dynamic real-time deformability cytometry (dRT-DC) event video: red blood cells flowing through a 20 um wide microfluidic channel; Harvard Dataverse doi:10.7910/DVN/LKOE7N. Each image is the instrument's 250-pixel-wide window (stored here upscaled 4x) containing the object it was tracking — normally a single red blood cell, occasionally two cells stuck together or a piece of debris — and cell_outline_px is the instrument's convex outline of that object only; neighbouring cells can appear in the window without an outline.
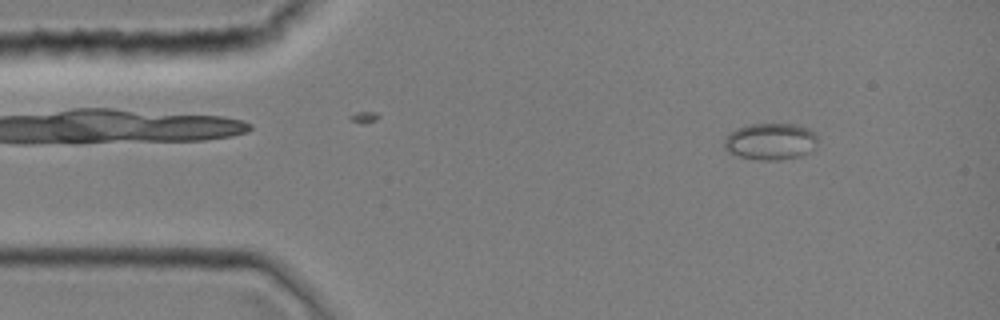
{"species": "common noctule bat (a hibernating species)", "species_latin": "Nyctalus noctula", "temperature_condition": "room temperature", "stored_images_in_passage": 44, "camera_frame_rate_fps": 3000, "um_per_image_px": 0.085, "animal": {"sex": "female", "body_mass_g": 19.0, "forearm_length_mm": 51.5}, "frame": {"image": 1, "passage_image": 5, "time_ms": 1.333, "image_size_px": [1000, 320], "cell_outline_px": [[816, 144], [808, 152], [800, 156], [780, 160], [756, 160], [736, 156], [728, 152], [724, 148], [724, 140], [736, 128], [748, 124], [796, 124], [808, 128], [816, 136]], "centroid_in_image_um": [65.45, 12.03], "position_along_channel_um": 19.5, "area_um2": 20.0}}
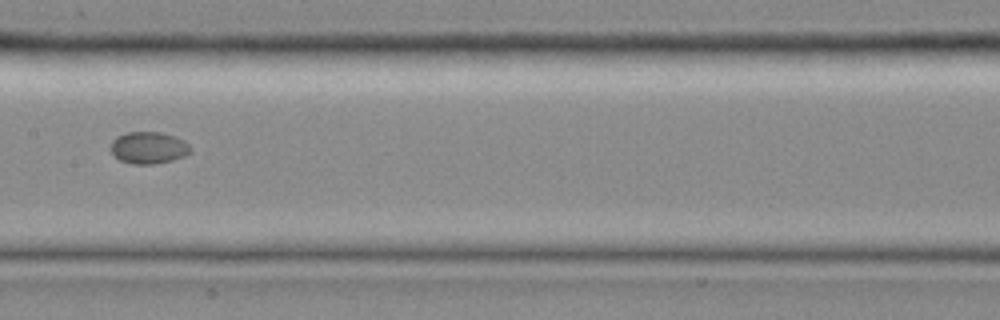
{"frame": {"image": 2, "passage_image": 22, "time_ms": 7.0, "image_size_px": [1000, 320], "cell_outline_px": [[192, 152], [184, 156], [172, 160], [152, 164], [132, 164], [120, 160], [108, 148], [112, 140], [116, 136], [128, 132], [160, 132], [176, 136], [184, 140], [192, 148]], "centroid_in_image_um": [12.63, 12.55], "position_along_channel_um": 194.8, "area_um2": 15.03}}
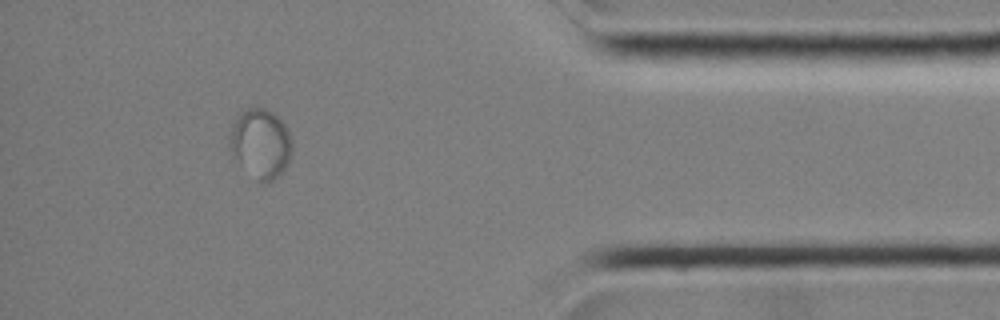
{"frame": {"image": 3, "passage_image": 39, "time_ms": 12.667, "image_size_px": [1000, 320], "cell_outline_px": [[292, 156], [288, 164], [280, 176], [268, 184], [260, 184], [232, 156], [228, 148], [228, 140], [232, 124], [236, 116], [240, 112], [248, 108], [264, 108], [272, 112], [288, 128], [292, 140]], "centroid_in_image_um": [22.15, 12.24], "position_along_channel_um": 413.0, "area_um2": 25.95}}